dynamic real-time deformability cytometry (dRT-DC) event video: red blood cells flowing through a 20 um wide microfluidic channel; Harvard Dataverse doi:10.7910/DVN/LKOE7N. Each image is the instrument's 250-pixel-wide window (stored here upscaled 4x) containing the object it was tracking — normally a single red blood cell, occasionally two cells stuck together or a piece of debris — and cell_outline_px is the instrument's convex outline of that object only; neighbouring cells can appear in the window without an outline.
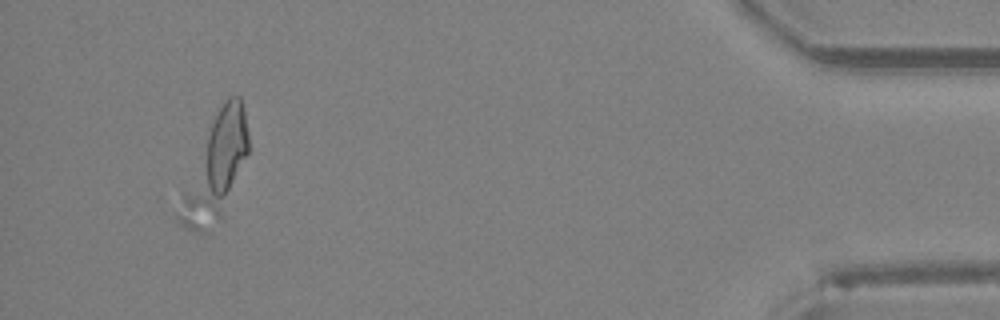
{"species": "Egyptian fruit bat (a non-hibernating species)", "species_latin": "Rousettus aegyptiacus", "temperature_condition": "room temperature", "stored_images_in_passage": 41, "camera_frame_rate_fps": 3000, "um_per_image_px": 0.085, "animal": {"sex": "female"}, "frame": {"image": 1, "passage_image": 39, "time_ms": 12.667, "image_size_px": [1000, 320], "cell_outline_px": [[248, 152], [224, 216], [204, 232], [196, 232], [176, 224], [176, 216], [184, 192], [212, 124], [224, 100], [228, 96], [240, 96], [244, 108], [248, 132]], "centroid_in_image_um": [18.37, 14.37], "position_along_channel_um": 416.8, "area_um2": 39.59}}